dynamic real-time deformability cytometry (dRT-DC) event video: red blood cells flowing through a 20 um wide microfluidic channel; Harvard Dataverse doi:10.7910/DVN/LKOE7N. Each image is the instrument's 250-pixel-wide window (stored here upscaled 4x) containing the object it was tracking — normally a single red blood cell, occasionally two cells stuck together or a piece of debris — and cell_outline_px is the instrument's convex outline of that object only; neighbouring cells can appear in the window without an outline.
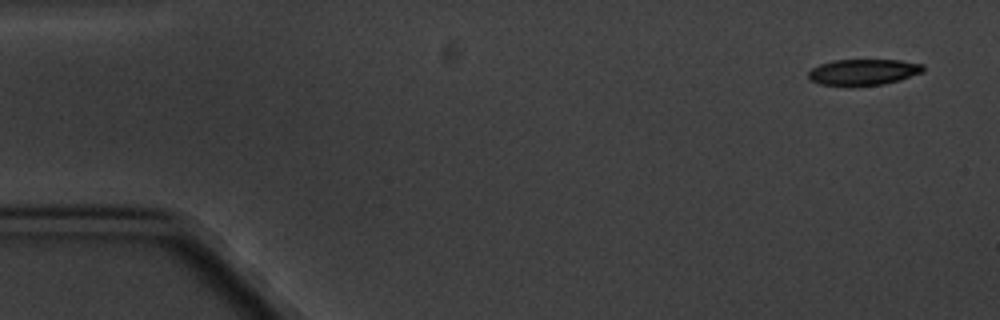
{"species": "common noctule bat (a hibernating species)", "species_latin": "Nyctalus noctula", "temperature_condition": "cold", "stored_images_in_passage": 5, "camera_frame_rate_fps": 3000, "um_per_image_px": 0.085, "animal": {"sex": "male", "body_mass_g": 20.1, "forearm_length_mm": 53.5}, "frame": {"image": 1, "passage_image": 1, "time_ms": 0.0, "image_size_px": [1000, 320], "cell_outline_px": [[924, 72], [900, 80], [884, 84], [852, 88], [820, 84], [812, 80], [808, 76], [808, 72], [812, 68], [820, 64], [832, 60], [900, 60], [924, 64]], "centroid_in_image_um": [73.39, 6.15], "position_along_channel_um": 11.6, "area_um2": 17.98}}
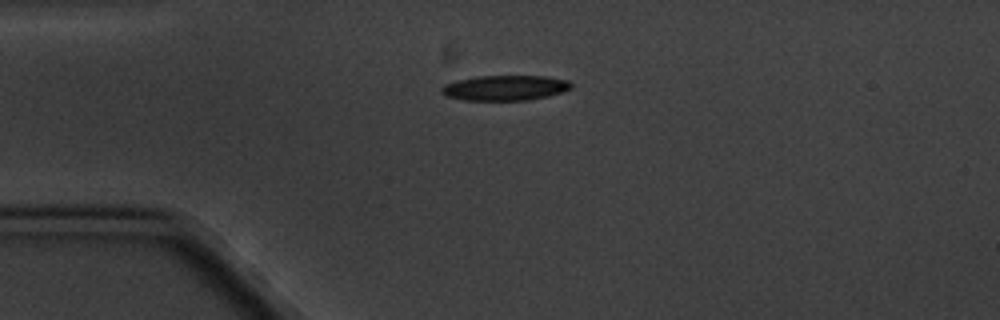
{"frame": {"image": 2, "passage_image": 4, "time_ms": 3.667, "image_size_px": [1000, 320], "cell_outline_px": [[572, 88], [548, 96], [528, 100], [464, 100], [448, 96], [440, 92], [440, 88], [444, 84], [456, 80], [476, 76], [544, 76], [568, 80], [572, 84]], "centroid_in_image_um": [42.91, 7.46], "position_along_channel_um": 42.1, "area_um2": 19.02}}